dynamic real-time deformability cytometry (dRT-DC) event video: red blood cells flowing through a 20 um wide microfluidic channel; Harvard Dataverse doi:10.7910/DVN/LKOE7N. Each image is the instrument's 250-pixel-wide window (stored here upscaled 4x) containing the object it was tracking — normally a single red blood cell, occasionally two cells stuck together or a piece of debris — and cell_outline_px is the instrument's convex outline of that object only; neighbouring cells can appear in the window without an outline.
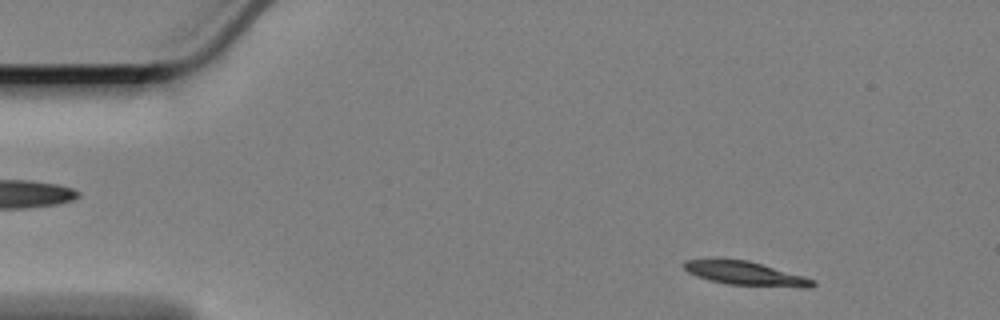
{"species": "Egyptian fruit bat (a non-hibernating species)", "species_latin": "Rousettus aegyptiacus", "temperature_condition": "cold", "stored_images_in_passage": 12, "camera_frame_rate_fps": 3000, "um_per_image_px": 0.085, "animal": {"sex": "female"}, "frame": {"image": 1, "passage_image": 5, "time_ms": 1.333, "image_size_px": [1000, 320], "cell_outline_px": [[816, 284], [812, 288], [804, 288], [728, 284], [708, 280], [696, 276], [688, 272], [684, 268], [684, 260], [712, 256], [720, 256], [748, 260], [804, 276], [816, 280]], "centroid_in_image_um": [63.3, 23.2], "position_along_channel_um": 21.7, "area_um2": 18.73}}